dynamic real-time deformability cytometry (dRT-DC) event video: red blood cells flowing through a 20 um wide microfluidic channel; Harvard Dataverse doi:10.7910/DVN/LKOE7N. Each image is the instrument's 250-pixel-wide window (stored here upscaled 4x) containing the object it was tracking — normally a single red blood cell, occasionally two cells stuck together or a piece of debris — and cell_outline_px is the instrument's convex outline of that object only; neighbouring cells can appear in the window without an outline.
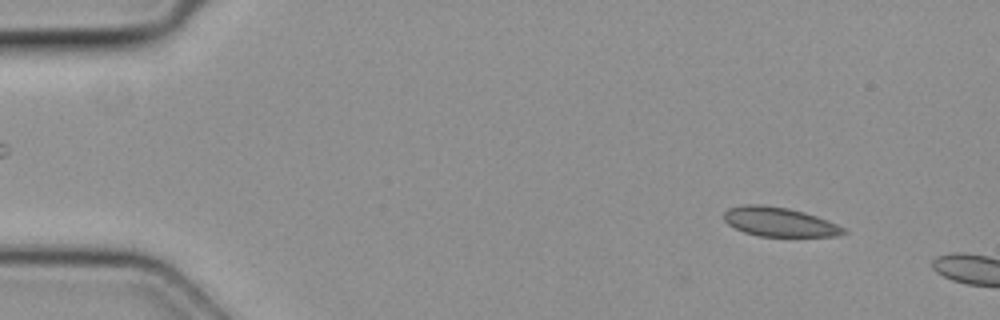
{"species": "common noctule bat (a hibernating species)", "species_latin": "Nyctalus noctula", "temperature_condition": "cold", "stored_images_in_passage": 3, "camera_frame_rate_fps": 3000, "um_per_image_px": 0.085, "animal": {"sex": "female", "body_mass_g": 19.3, "forearm_length_mm": 54.1}, "frame": {"image": 1, "passage_image": 2, "time_ms": 0.333, "image_size_px": [1000, 320], "cell_outline_px": [[848, 232], [836, 236], [756, 236], [744, 232], [728, 224], [724, 220], [724, 212], [728, 208], [744, 204], [760, 204], [788, 208], [804, 212], [816, 216], [836, 224], [844, 228]], "centroid_in_image_um": [66.21, 18.86], "position_along_channel_um": 18.8, "area_um2": 20.29}}